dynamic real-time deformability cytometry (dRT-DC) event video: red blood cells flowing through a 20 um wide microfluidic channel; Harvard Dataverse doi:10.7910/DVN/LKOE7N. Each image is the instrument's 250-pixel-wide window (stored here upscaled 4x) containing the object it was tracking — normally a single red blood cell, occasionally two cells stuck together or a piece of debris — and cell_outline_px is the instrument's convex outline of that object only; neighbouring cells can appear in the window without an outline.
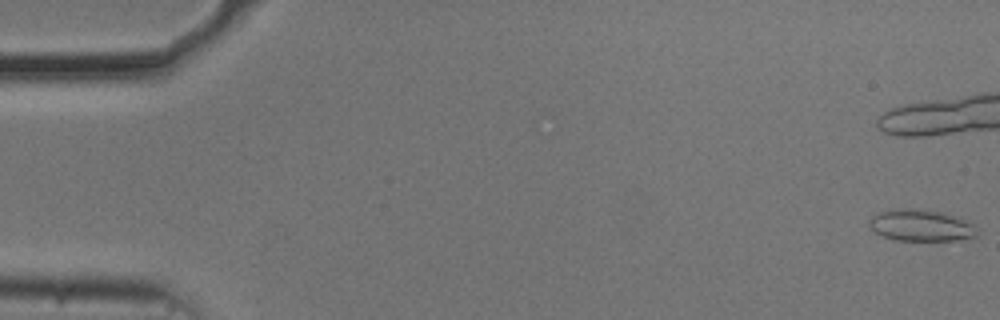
{"species": "common noctule bat (a hibernating species)", "species_latin": "Nyctalus noctula", "temperature_condition": "cold", "stored_images_in_passage": 12, "camera_frame_rate_fps": 3000, "um_per_image_px": 0.085, "animal": {"sex": "male", "body_mass_g": 20.5, "forearm_length_mm": 52.5}, "frame": {"image": 1, "passage_image": 1, "time_ms": 0.0, "image_size_px": [1000, 320], "cell_outline_px": [[976, 236], [960, 240], [892, 240], [868, 228], [868, 220], [876, 212], [896, 208], [912, 208], [940, 212], [968, 220], [976, 224]], "centroid_in_image_um": [78.25, 19.15], "position_along_channel_um": 6.7, "area_um2": 20.11}}